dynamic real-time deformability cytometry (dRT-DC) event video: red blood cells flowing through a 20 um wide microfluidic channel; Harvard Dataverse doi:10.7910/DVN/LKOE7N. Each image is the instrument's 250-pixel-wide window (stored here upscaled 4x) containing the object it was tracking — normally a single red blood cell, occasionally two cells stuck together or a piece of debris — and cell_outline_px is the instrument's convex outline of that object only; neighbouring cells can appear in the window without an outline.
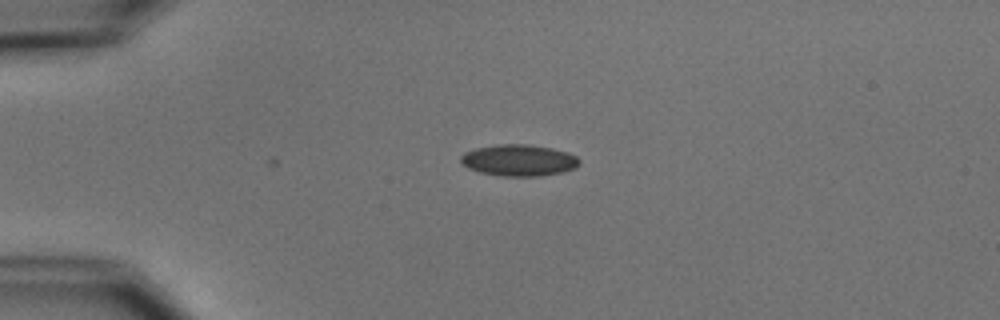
{"species": "common noctule bat (a hibernating species)", "species_latin": "Nyctalus noctula", "temperature_condition": "cold", "stored_images_in_passage": 2, "camera_frame_rate_fps": 3000, "um_per_image_px": 0.085, "animal": {"sex": "male", "body_mass_g": 15.6}, "frame": {"image": 1, "passage_image": 2, "time_ms": 0.333, "image_size_px": [1000, 320], "cell_outline_px": [[580, 164], [576, 168], [564, 172], [540, 176], [500, 176], [480, 172], [468, 168], [460, 164], [460, 156], [464, 152], [476, 148], [496, 144], [528, 144], [552, 148], [568, 152], [576, 156], [580, 160]], "centroid_in_image_um": [44.1, 13.62], "position_along_channel_um": 40.9, "area_um2": 22.08}}